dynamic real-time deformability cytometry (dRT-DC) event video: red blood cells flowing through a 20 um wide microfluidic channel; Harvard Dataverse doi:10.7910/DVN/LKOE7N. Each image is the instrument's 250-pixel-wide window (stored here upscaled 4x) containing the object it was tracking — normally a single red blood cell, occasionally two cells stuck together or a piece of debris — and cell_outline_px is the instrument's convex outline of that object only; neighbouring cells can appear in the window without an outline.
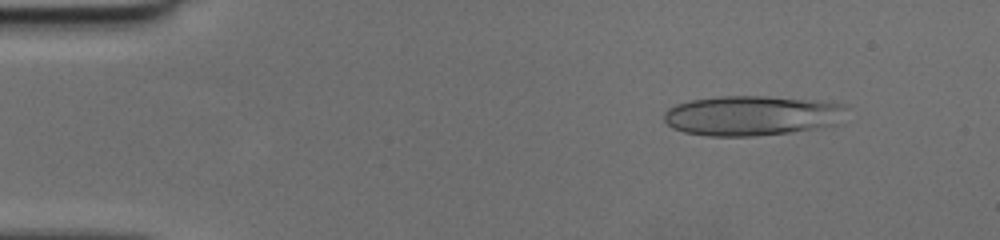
{"species": "human", "species_latin": "Homo sapiens", "temperature_condition": "cold", "stored_images_in_passage": 49, "camera_frame_rate_fps": 3000, "um_per_image_px": 0.085, "donor": {"sex": "female"}, "frame": {"image": 1, "passage_image": 6, "time_ms": 1.667, "image_size_px": [1000, 240], "cell_outline_px": [[848, 104], [836, 124], [816, 128], [788, 132], [756, 136], [708, 136], [684, 132], [672, 128], [664, 120], [664, 112], [668, 108], [676, 104], [692, 100], [724, 96], [764, 96], [828, 100]], "centroid_in_image_um": [63.92, 9.81], "position_along_channel_um": 21.1, "area_um2": 42.66}}
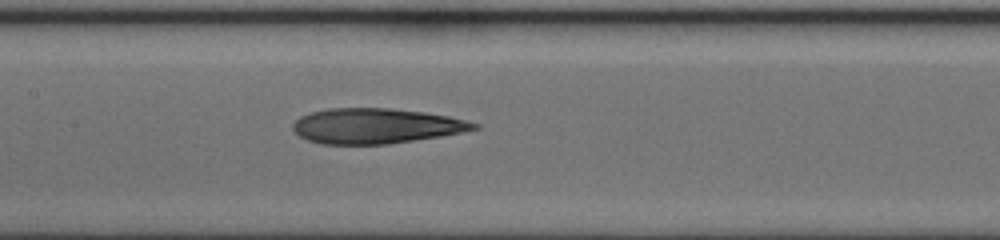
{"frame": {"image": 2, "passage_image": 24, "time_ms": 7.667, "image_size_px": [1000, 240], "cell_outline_px": [[480, 128], [440, 136], [388, 144], [320, 144], [308, 140], [300, 136], [292, 128], [292, 124], [300, 116], [312, 112], [328, 108], [392, 108], [424, 112], [448, 116], [480, 124]], "centroid_in_image_um": [31.93, 10.7], "position_along_channel_um": 175.5, "area_um2": 36.99}}
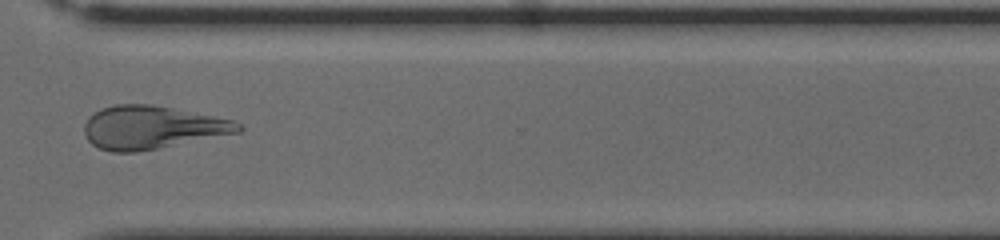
{"frame": {"image": 3, "passage_image": 37, "time_ms": 12.0, "image_size_px": [1000, 240], "cell_outline_px": [[244, 128], [240, 132], [136, 152], [112, 152], [100, 148], [92, 144], [88, 140], [84, 132], [84, 124], [88, 116], [100, 108], [116, 104], [152, 104], [232, 120], [240, 124]], "centroid_in_image_um": [12.87, 10.82], "position_along_channel_um": 357.7, "area_um2": 38.38}}